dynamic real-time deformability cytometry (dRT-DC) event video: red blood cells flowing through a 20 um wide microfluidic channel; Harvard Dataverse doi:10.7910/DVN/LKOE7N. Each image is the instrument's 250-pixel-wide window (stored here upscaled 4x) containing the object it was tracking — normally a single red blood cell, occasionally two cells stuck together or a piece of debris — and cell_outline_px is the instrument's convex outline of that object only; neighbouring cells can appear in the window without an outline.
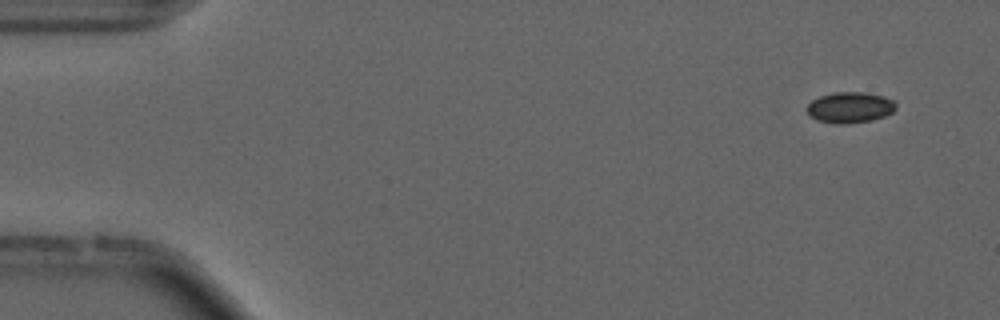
{"species": "common noctule bat (a hibernating species)", "species_latin": "Nyctalus noctula", "temperature_condition": "cold", "stored_images_in_passage": 13, "camera_frame_rate_fps": 3000, "um_per_image_px": 0.085, "animal": {"sex": "male", "forearm_length_mm": 52.5}, "frame": {"image": 1, "passage_image": 1, "time_ms": 0.0, "image_size_px": [1000, 320], "cell_outline_px": [[896, 108], [892, 112], [884, 116], [872, 120], [848, 124], [836, 124], [816, 120], [808, 116], [808, 104], [812, 100], [820, 96], [836, 92], [864, 92], [884, 96], [896, 100]], "centroid_in_image_um": [72.26, 9.14], "position_along_channel_um": 12.7, "area_um2": 16.18}}